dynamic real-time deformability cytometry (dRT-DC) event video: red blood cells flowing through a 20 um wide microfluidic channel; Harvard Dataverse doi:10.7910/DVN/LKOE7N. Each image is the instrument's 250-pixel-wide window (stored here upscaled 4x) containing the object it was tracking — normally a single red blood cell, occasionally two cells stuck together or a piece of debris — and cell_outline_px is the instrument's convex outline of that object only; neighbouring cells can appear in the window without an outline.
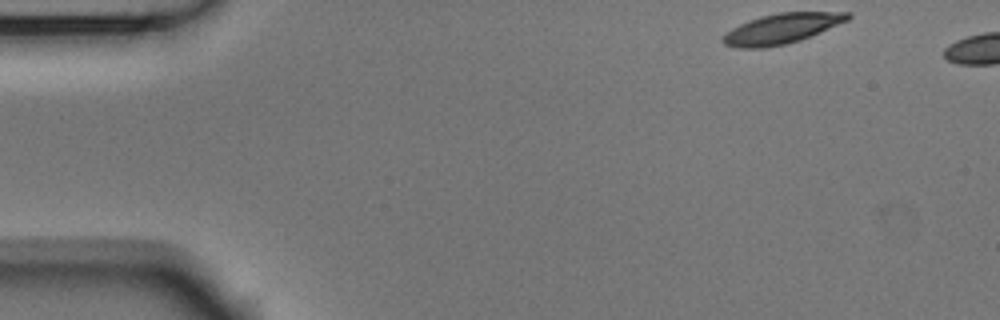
{"species": "Egyptian fruit bat (a non-hibernating species)", "species_latin": "Rousettus aegyptiacus", "temperature_condition": "room temperature", "stored_images_in_passage": 5, "camera_frame_rate_fps": 3000, "um_per_image_px": 0.085, "animal": {"sex": "male"}, "frame": {"image": 1, "passage_image": 1, "time_ms": 0.0, "image_size_px": [1000, 320], "cell_outline_px": [[852, 16], [848, 20], [800, 40], [784, 44], [764, 48], [740, 48], [724, 44], [720, 40], [720, 36], [732, 28], [748, 20], [760, 16], [780, 12], [852, 12]], "centroid_in_image_um": [66.4, 2.43], "position_along_channel_um": 18.6, "area_um2": 21.91}}